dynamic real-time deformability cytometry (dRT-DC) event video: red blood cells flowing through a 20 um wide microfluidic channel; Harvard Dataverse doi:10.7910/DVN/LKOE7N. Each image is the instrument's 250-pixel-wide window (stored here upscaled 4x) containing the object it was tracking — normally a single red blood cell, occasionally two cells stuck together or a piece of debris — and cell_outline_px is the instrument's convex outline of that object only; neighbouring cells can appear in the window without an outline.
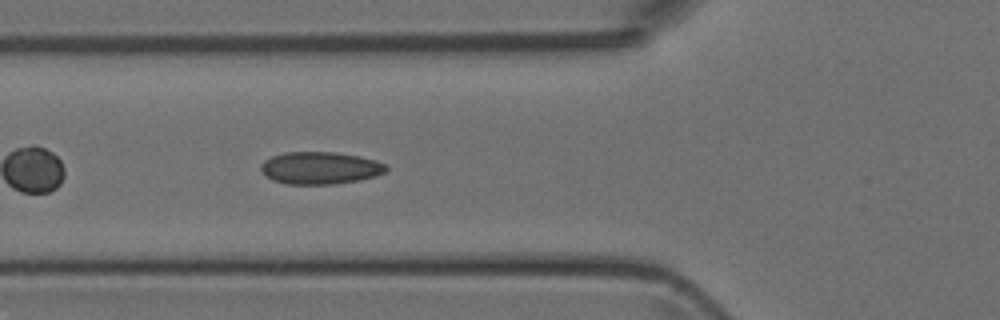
{"species": "Egyptian fruit bat (a non-hibernating species)", "species_latin": "Rousettus aegyptiacus", "temperature_condition": "room temperature", "stored_images_in_passage": 7, "segment_of_instrument_passage": [1, 2], "camera_frame_rate_fps": 3000, "um_per_image_px": 0.085, "animal": {"sex": "female"}, "frame": {"image": 1, "passage_image": 6, "time_ms": 5.667, "image_size_px": [1000, 320], "cell_outline_px": [[388, 168], [384, 172], [376, 176], [336, 184], [288, 184], [272, 180], [264, 176], [260, 168], [260, 164], [264, 160], [272, 156], [284, 152], [336, 152], [360, 156], [376, 160], [388, 164]], "centroid_in_image_um": [27.2, 14.27], "position_along_channel_um": 98.6, "area_um2": 23.81}}